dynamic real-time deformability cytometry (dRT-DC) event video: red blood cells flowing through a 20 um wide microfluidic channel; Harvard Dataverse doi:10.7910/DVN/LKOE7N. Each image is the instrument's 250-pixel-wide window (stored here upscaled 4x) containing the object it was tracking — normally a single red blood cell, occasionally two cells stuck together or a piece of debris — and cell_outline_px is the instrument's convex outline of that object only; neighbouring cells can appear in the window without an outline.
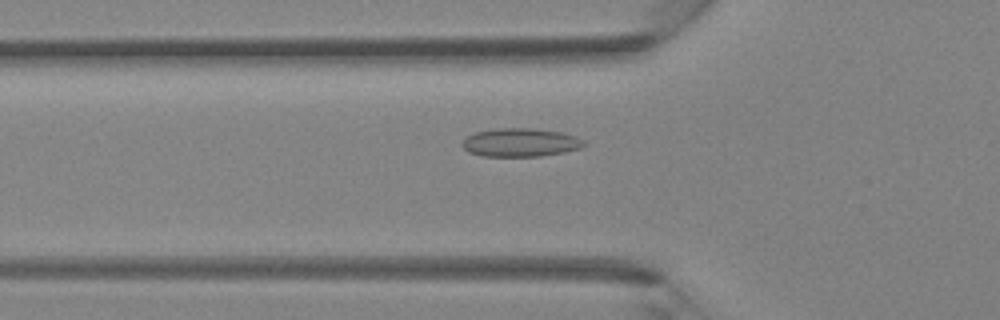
{"species": "Egyptian fruit bat (a non-hibernating species)", "species_latin": "Rousettus aegyptiacus", "temperature_condition": "room temperature", "stored_images_in_passage": 35, "camera_frame_rate_fps": 3000, "um_per_image_px": 0.085, "animal": {"sex": "female"}, "frame": {"image": 1, "passage_image": 8, "time_ms": 2.333, "image_size_px": [1000, 320], "cell_outline_px": [[584, 144], [580, 148], [564, 152], [540, 156], [480, 156], [468, 152], [460, 144], [468, 136], [476, 132], [500, 128], [532, 128], [560, 132], [576, 136], [584, 140]], "centroid_in_image_um": [44.22, 12.11], "position_along_channel_um": 81.6, "area_um2": 20.06}}
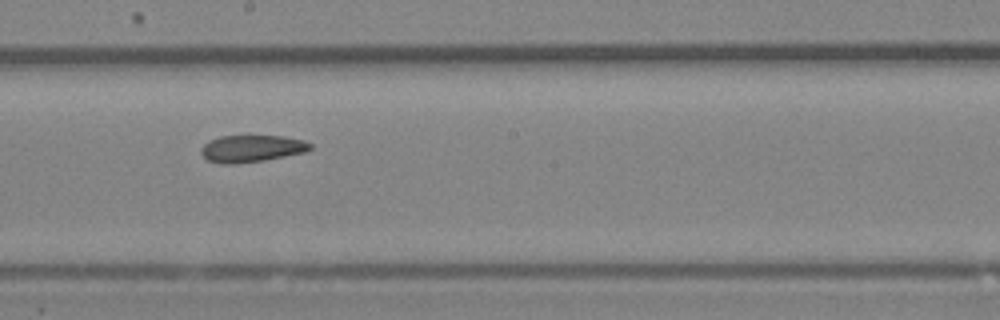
{"frame": {"image": 2, "passage_image": 17, "time_ms": 5.333, "image_size_px": [1000, 320], "cell_outline_px": [[312, 148], [304, 152], [264, 160], [232, 164], [224, 164], [208, 160], [200, 152], [200, 148], [208, 140], [220, 136], [284, 136], [304, 140], [312, 144]], "centroid_in_image_um": [21.38, 12.62], "position_along_channel_um": 226.8, "area_um2": 17.11}}
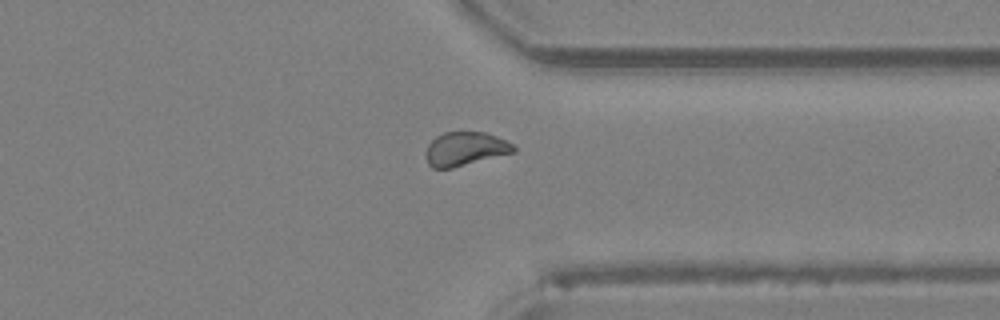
{"frame": {"image": 3, "passage_image": 26, "time_ms": 8.333, "image_size_px": [1000, 320], "cell_outline_px": [[516, 152], [452, 168], [432, 168], [428, 164], [428, 144], [436, 136], [444, 132], [484, 132], [496, 136], [512, 144], [516, 148]], "centroid_in_image_um": [39.57, 12.65], "position_along_channel_um": 371.8, "area_um2": 17.05}}